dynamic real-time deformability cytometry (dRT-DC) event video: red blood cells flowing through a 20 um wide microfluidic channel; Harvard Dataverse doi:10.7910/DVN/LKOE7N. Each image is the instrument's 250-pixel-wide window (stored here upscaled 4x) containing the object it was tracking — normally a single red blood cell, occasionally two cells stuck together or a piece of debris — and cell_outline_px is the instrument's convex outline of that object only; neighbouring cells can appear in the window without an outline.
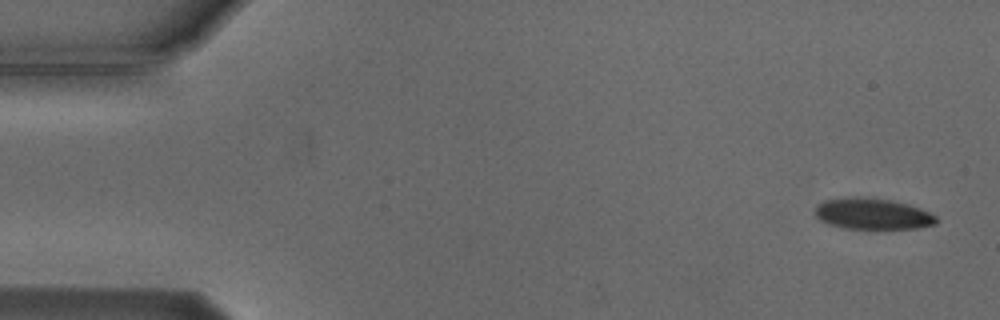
{"species": "Egyptian fruit bat (a non-hibernating species)", "species_latin": "Rousettus aegyptiacus", "temperature_condition": "cold", "stored_images_in_passage": 5, "camera_frame_rate_fps": 3000, "um_per_image_px": 0.085, "animal": {"sex": "male"}, "frame": {"image": 1, "passage_image": 1, "time_ms": 0.0, "image_size_px": [1000, 320], "cell_outline_px": [[940, 220], [936, 224], [920, 228], [844, 228], [828, 224], [820, 220], [816, 216], [816, 208], [824, 200], [856, 196], [892, 200], [908, 204], [920, 208], [936, 216]], "centroid_in_image_um": [74.21, 18.17], "position_along_channel_um": 10.8, "area_um2": 21.91}}